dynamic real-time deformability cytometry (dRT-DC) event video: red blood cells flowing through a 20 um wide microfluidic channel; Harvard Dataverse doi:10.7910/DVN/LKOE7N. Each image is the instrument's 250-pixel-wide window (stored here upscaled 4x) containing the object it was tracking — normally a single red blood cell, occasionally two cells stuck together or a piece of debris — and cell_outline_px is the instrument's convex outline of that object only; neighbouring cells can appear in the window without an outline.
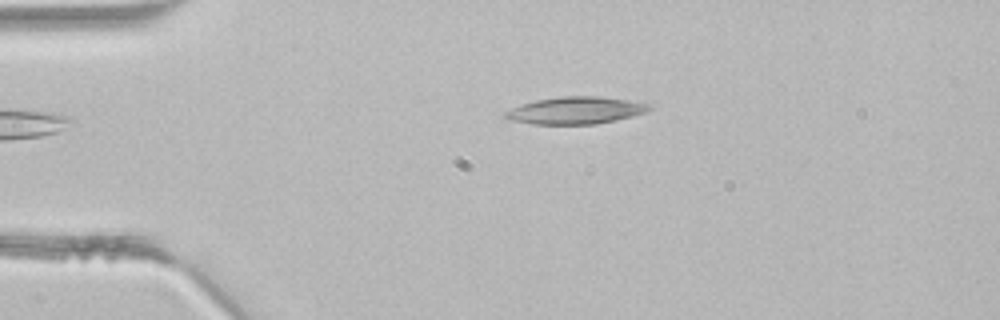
{"species": "common noctule bat (a hibernating species)", "species_latin": "Nyctalus noctula", "temperature_condition": "room temperature", "stored_images_in_passage": 2, "camera_frame_rate_fps": 3000, "um_per_image_px": 0.085, "animal": {"sex": "male", "body_mass_g": 21.5, "forearm_length_mm": 52.0}, "frame": {"image": 1, "passage_image": 1, "time_ms": 0.0, "image_size_px": [1000, 320], "cell_outline_px": [[652, 108], [648, 112], [616, 120], [596, 124], [532, 124], [512, 120], [504, 116], [504, 112], [520, 104], [536, 100], [560, 96], [600, 96], [628, 100], [648, 104]], "centroid_in_image_um": [48.94, 9.38], "position_along_channel_um": 36.1, "area_um2": 22.77}}